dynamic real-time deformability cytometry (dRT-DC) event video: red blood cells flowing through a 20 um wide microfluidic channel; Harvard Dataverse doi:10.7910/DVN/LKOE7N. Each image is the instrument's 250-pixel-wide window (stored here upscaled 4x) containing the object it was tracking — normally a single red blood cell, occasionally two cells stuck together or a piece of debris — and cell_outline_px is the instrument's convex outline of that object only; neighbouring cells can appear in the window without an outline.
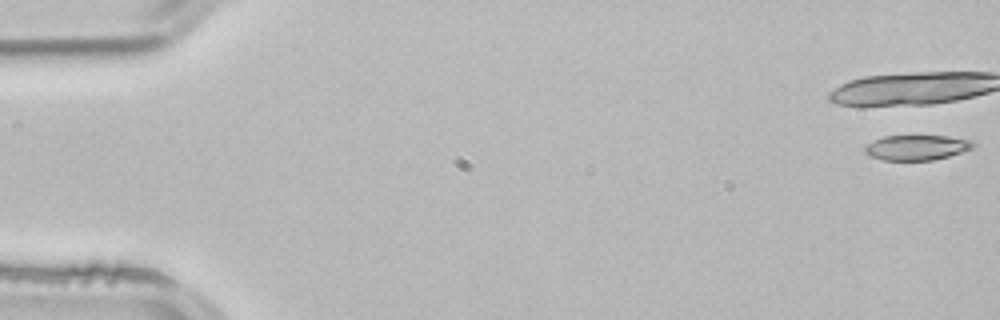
{"species": "common noctule bat (a hibernating species)", "species_latin": "Nyctalus noctula", "temperature_condition": "room temperature", "stored_images_in_passage": 17, "camera_frame_rate_fps": 3000, "um_per_image_px": 0.085, "animal": {"sex": "male", "body_mass_g": 21.5, "forearm_length_mm": 52.0}, "frame": {"image": 1, "passage_image": 1, "time_ms": 0.0, "image_size_px": [1000, 320], "cell_outline_px": [[976, 144], [972, 148], [948, 156], [932, 160], [884, 160], [872, 156], [864, 152], [864, 148], [868, 144], [884, 136], [948, 136], [968, 140]], "centroid_in_image_um": [77.91, 12.54], "position_along_channel_um": 7.1, "area_um2": 15.49}}